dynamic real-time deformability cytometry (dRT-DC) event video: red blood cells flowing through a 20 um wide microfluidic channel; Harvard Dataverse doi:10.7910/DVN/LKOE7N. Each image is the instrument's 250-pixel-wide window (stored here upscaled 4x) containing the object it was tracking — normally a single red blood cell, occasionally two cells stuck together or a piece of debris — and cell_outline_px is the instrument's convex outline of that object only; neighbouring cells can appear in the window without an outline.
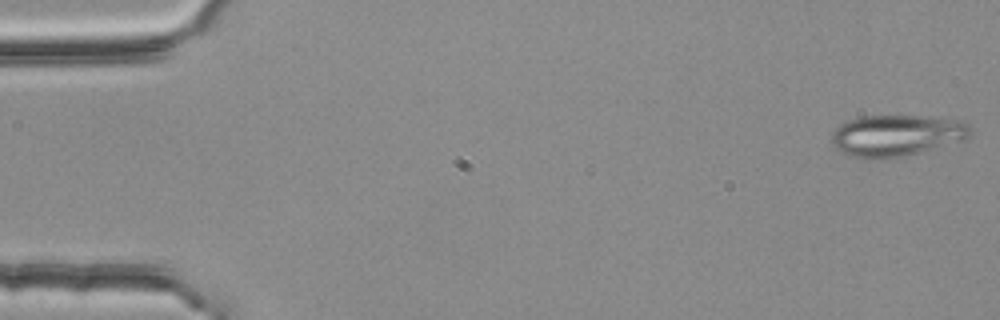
{"species": "common noctule bat (a hibernating species)", "species_latin": "Nyctalus noctula", "temperature_condition": "room temperature", "stored_images_in_passage": 54, "camera_frame_rate_fps": 3000, "um_per_image_px": 0.085, "animal": {"sex": "female", "body_mass_g": 25.1}, "frame": {"image": 1, "passage_image": 1, "time_ms": 0.0, "image_size_px": [1000, 320], "cell_outline_px": [[972, 132], [964, 140], [900, 156], [852, 156], [840, 152], [832, 144], [832, 132], [840, 124], [848, 120], [860, 116], [916, 116], [960, 120], [968, 124], [972, 128]], "centroid_in_image_um": [76.2, 11.47], "position_along_channel_um": 8.8, "area_um2": 32.48}}
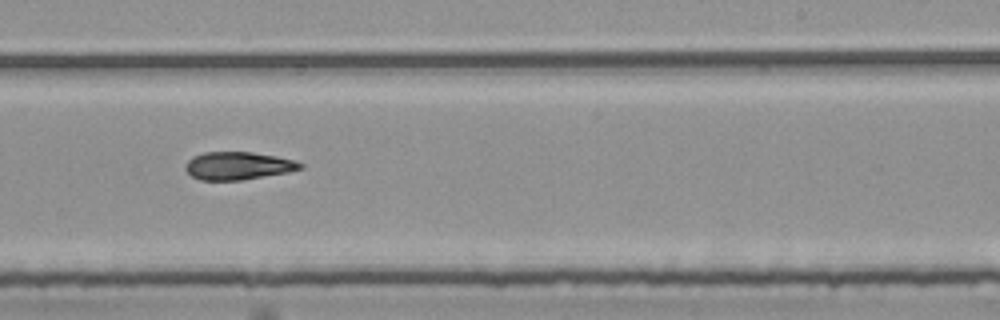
{"frame": {"image": 2, "passage_image": 33, "time_ms": 10.667, "image_size_px": [1000, 320], "cell_outline_px": [[304, 168], [288, 172], [240, 180], [200, 180], [192, 176], [184, 168], [188, 160], [192, 156], [204, 152], [252, 152], [276, 156], [292, 160], [304, 164]], "centroid_in_image_um": [20.22, 14.08], "position_along_channel_um": 268.8, "area_um2": 18.55}}
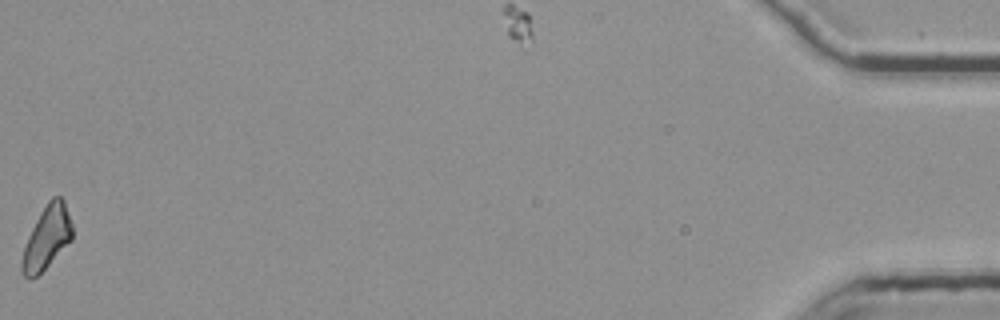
{"frame": {"image": 3, "passage_image": 54, "time_ms": 17.667, "image_size_px": [1000, 320], "cell_outline_px": [[72, 240], [32, 280], [28, 280], [20, 272], [20, 260], [28, 236], [40, 212], [48, 200], [52, 196], [60, 196], [64, 200], [72, 224]], "centroid_in_image_um": [3.95, 20.2], "position_along_channel_um": 431.2, "area_um2": 18.5}, "authors_computed_cell_mechanics": {"area_um2": 19.1607, "velocity_mm_per_s": 3.7804, "shape_relaxation_time_tau1_ms": null, "shape_relaxation_time_tau2_ms": 8.8302, "deformation_change_tau1": null, "deformation_change_tau2": 0.2022}}